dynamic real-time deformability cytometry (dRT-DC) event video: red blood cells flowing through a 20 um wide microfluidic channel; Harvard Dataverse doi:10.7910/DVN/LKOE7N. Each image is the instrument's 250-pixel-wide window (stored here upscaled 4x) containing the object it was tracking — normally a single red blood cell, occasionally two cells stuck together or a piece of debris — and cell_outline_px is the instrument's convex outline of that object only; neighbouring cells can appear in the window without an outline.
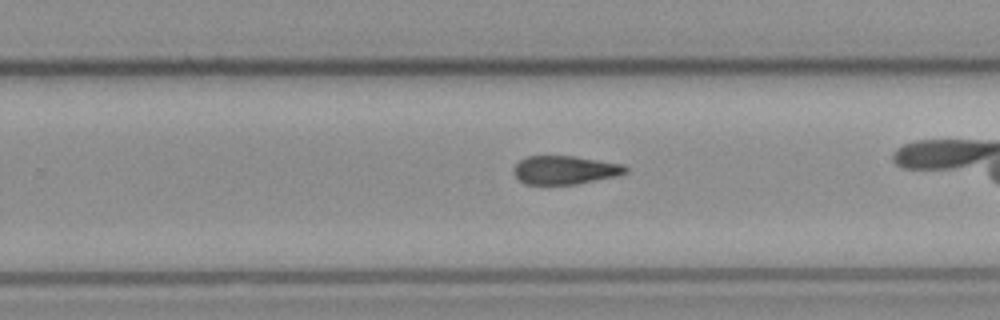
{"species": "common noctule bat (a hibernating species)", "species_latin": "Nyctalus noctula", "temperature_condition": "cold", "stored_images_in_passage": 29, "camera_frame_rate_fps": 3000, "um_per_image_px": 0.085, "animal": {"sex": "female", "body_mass_g": 21.9}, "frame": {"image": 1, "passage_image": 21, "time_ms": 6.667, "image_size_px": [1000, 320], "cell_outline_px": [[628, 172], [616, 176], [576, 184], [524, 184], [512, 172], [512, 168], [520, 160], [528, 156], [572, 156], [624, 164], [628, 168]], "centroid_in_image_um": [48.01, 14.45], "position_along_channel_um": 281.8, "area_um2": 18.55}}
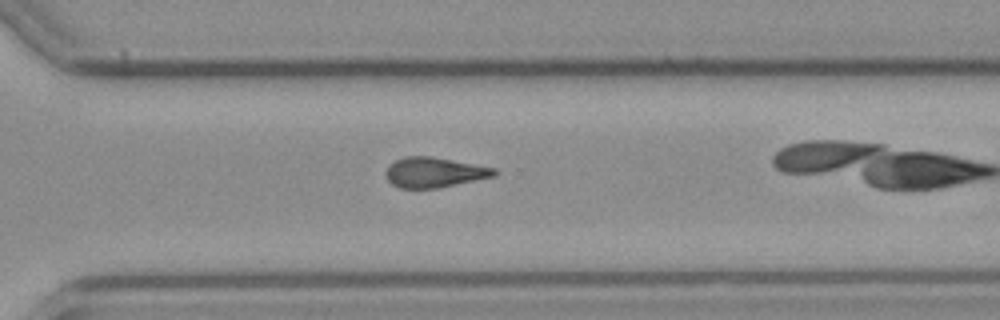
{"frame": {"image": 2, "passage_image": 25, "time_ms": 8.0, "image_size_px": [1000, 320], "cell_outline_px": [[500, 172], [496, 176], [440, 188], [400, 188], [392, 184], [388, 180], [384, 172], [388, 164], [404, 156], [432, 156], [496, 168]], "centroid_in_image_um": [36.93, 14.65], "position_along_channel_um": 333.7, "area_um2": 19.36}}